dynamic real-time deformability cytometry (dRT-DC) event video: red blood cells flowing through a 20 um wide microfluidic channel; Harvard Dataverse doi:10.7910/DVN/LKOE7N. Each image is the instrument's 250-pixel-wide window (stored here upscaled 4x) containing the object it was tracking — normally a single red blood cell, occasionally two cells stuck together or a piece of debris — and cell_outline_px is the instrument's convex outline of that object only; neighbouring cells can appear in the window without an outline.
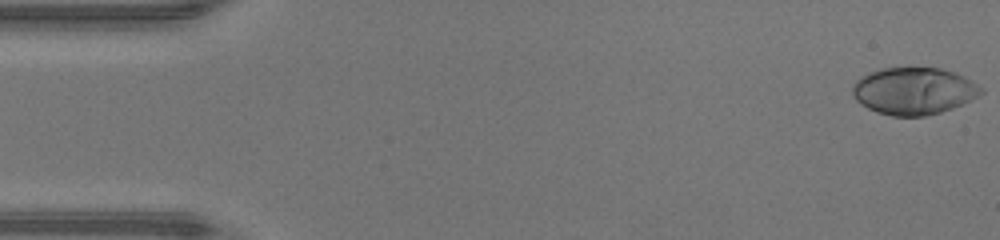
{"species": "human", "species_latin": "Homo sapiens", "temperature_condition": "warm", "stored_images_in_passage": 47, "camera_frame_rate_fps": 3000, "um_per_image_px": 0.085, "donor": {"sex": "male"}, "frame": {"image": 1, "passage_image": 1, "time_ms": 0.0, "image_size_px": [1000, 240], "cell_outline_px": [[984, 92], [952, 108], [940, 112], [924, 116], [892, 116], [876, 112], [860, 104], [856, 100], [852, 92], [852, 84], [860, 76], [868, 72], [884, 68], [940, 68], [956, 72], [972, 80], [984, 88]], "centroid_in_image_um": [77.65, 7.72], "position_along_channel_um": 7.4, "area_um2": 35.37}}
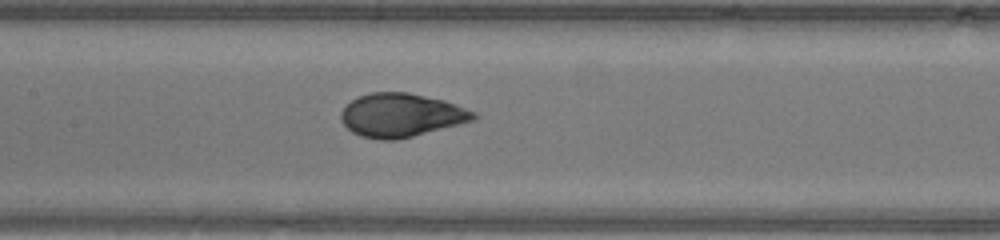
{"frame": {"image": 2, "passage_image": 22, "time_ms": 7.0, "image_size_px": [1000, 240], "cell_outline_px": [[480, 116], [476, 120], [396, 140], [380, 140], [360, 136], [352, 132], [340, 120], [340, 112], [352, 100], [360, 96], [372, 92], [408, 92], [444, 100], [476, 112]], "centroid_in_image_um": [34.12, 9.79], "position_along_channel_um": 173.3, "area_um2": 33.64}}
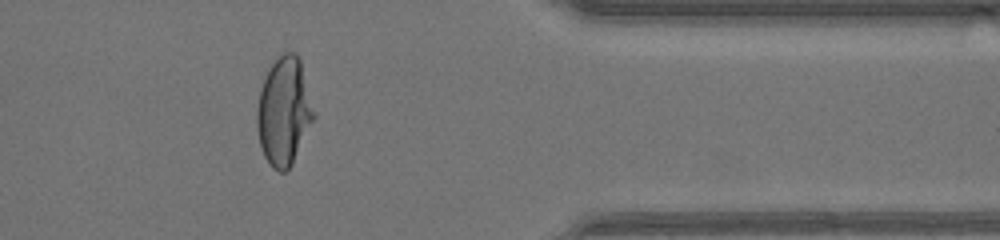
{"frame": {"image": 3, "passage_image": 38, "time_ms": 12.333, "image_size_px": [1000, 240], "cell_outline_px": [[316, 116], [292, 164], [284, 172], [280, 172], [272, 168], [264, 156], [260, 144], [256, 128], [256, 108], [260, 88], [268, 68], [284, 52], [296, 52], [300, 56], [316, 112]], "centroid_in_image_um": [24.15, 9.44], "position_along_channel_um": 387.2, "area_um2": 36.36}, "authors_computed_cell_mechanics": {"area_um2": 34.391, "velocity_mm_per_s": 4.4231, "shape_relaxation_time_tau1_ms": 4.4818, "shape_relaxation_time_tau2_ms": null, "deformation_change_tau1": 0.2314, "deformation_change_tau2": null}}